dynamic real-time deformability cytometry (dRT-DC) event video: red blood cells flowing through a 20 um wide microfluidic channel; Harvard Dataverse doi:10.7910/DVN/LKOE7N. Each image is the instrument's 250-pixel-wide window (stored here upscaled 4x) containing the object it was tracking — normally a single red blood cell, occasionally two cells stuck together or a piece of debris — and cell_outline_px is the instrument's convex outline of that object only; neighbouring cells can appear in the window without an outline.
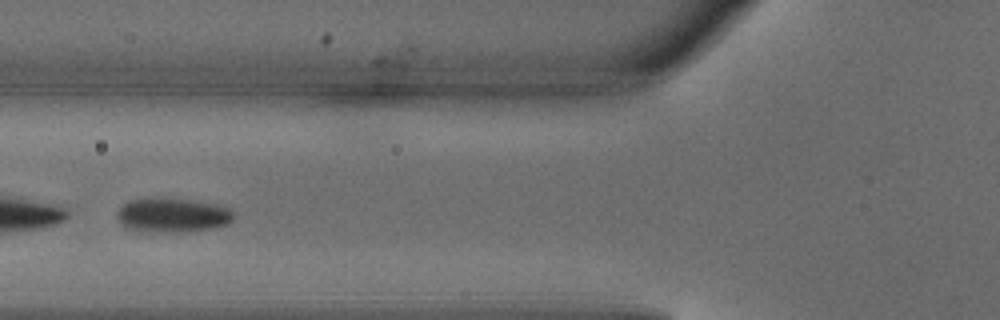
{"species": "common noctule bat (a hibernating species)", "species_latin": "Nyctalus noctula", "temperature_condition": "warm", "stored_images_in_passage": 4, "camera_frame_rate_fps": 3000, "um_per_image_px": 0.085, "animal": {"sex": "male", "body_mass_g": 18.8}, "frame": {"image": 1, "passage_image": 4, "time_ms": 1.0, "image_size_px": [1000, 320], "cell_outline_px": [[232, 220], [228, 224], [216, 228], [188, 232], [136, 232], [124, 228], [120, 224], [116, 216], [116, 212], [128, 200], [152, 196], [160, 196], [188, 200], [212, 204], [228, 208], [232, 212]], "centroid_in_image_um": [14.56, 18.3], "position_along_channel_um": 111.2, "area_um2": 24.04}}